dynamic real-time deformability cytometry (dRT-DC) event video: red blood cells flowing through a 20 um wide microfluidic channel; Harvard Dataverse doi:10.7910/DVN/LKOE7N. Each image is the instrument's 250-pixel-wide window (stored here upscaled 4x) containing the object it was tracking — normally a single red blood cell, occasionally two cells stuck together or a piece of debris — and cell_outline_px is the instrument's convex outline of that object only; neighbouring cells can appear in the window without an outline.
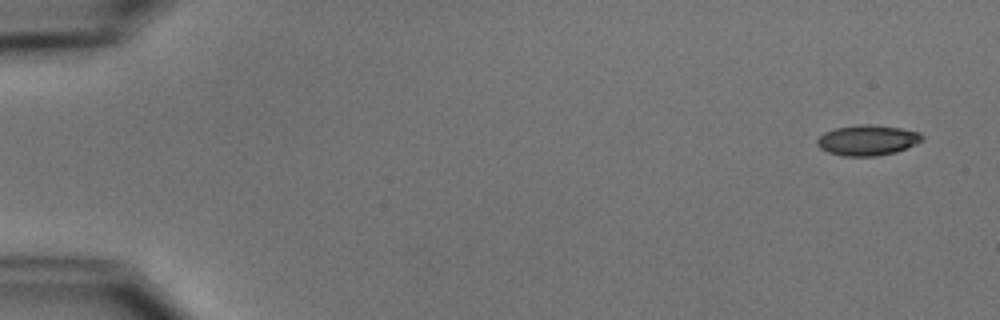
{"species": "common noctule bat (a hibernating species)", "species_latin": "Nyctalus noctula", "temperature_condition": "cold", "stored_images_in_passage": 5, "camera_frame_rate_fps": 3000, "um_per_image_px": 0.085, "animal": {"sex": "male", "body_mass_g": 15.6}, "frame": {"image": 1, "passage_image": 1, "time_ms": 0.0, "image_size_px": [1000, 320], "cell_outline_px": [[924, 140], [896, 152], [876, 156], [844, 156], [828, 152], [820, 148], [816, 144], [816, 140], [824, 132], [836, 128], [860, 124], [868, 124], [900, 128], [920, 132], [924, 136]], "centroid_in_image_um": [73.74, 11.92], "position_along_channel_um": 11.3, "area_um2": 18.61}}
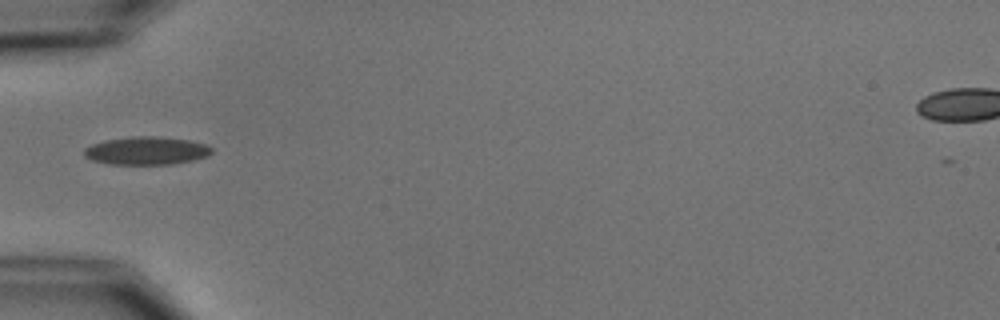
{"frame": {"image": 2, "passage_image": 5, "time_ms": 5.333, "image_size_px": [1000, 320], "cell_outline_px": [[212, 152], [208, 156], [192, 160], [172, 164], [108, 164], [92, 160], [84, 156], [84, 148], [92, 144], [104, 140], [132, 136], [152, 136], [188, 140], [208, 144], [212, 148]], "centroid_in_image_um": [12.44, 12.81], "position_along_channel_um": 72.6, "area_um2": 20.87}}